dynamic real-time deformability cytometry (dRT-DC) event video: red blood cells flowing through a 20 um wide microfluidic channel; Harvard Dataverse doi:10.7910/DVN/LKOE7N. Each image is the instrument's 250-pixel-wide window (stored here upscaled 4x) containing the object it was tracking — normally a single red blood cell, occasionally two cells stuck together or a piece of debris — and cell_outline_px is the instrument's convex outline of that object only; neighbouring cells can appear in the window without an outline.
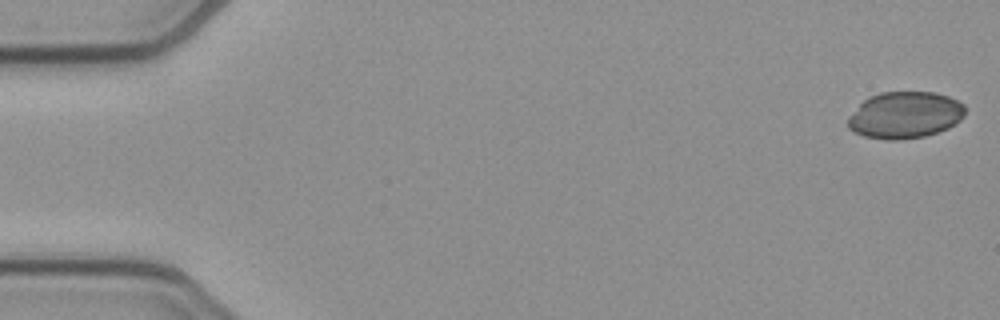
{"species": "common noctule bat (a hibernating species)", "species_latin": "Nyctalus noctula", "temperature_condition": "cold", "stored_images_in_passage": 48, "camera_frame_rate_fps": 3000, "um_per_image_px": 0.085, "animal": {"sex": "female", "body_mass_g": 21.9}, "frame": {"image": 1, "passage_image": 1, "time_ms": 0.0, "image_size_px": [1000, 320], "cell_outline_px": [[968, 108], [964, 116], [956, 124], [948, 128], [924, 136], [896, 140], [888, 140], [864, 136], [852, 132], [848, 128], [848, 116], [868, 96], [880, 92], [936, 92], [948, 96], [964, 104]], "centroid_in_image_um": [76.93, 9.77], "position_along_channel_um": 8.1, "area_um2": 32.19}}
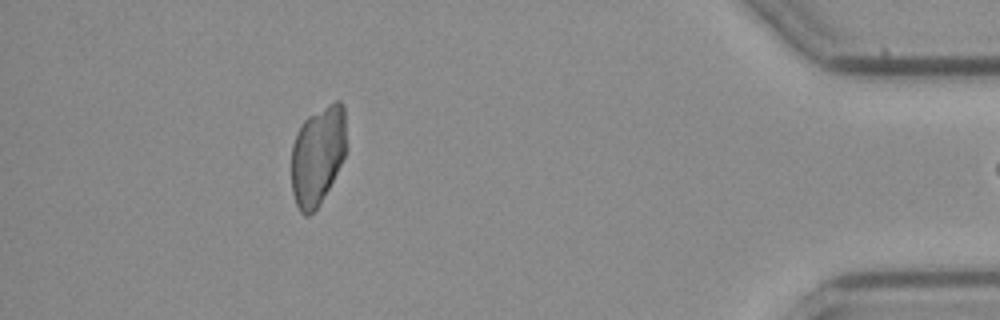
{"frame": {"image": 2, "passage_image": 47, "time_ms": 15.333, "image_size_px": [1000, 320], "cell_outline_px": [[348, 148], [320, 204], [308, 216], [304, 216], [300, 212], [296, 204], [292, 192], [292, 144], [304, 120], [308, 116], [328, 104], [336, 100], [340, 100], [344, 104]], "centroid_in_image_um": [27.03, 13.18], "position_along_channel_um": 408.2, "area_um2": 31.85}}